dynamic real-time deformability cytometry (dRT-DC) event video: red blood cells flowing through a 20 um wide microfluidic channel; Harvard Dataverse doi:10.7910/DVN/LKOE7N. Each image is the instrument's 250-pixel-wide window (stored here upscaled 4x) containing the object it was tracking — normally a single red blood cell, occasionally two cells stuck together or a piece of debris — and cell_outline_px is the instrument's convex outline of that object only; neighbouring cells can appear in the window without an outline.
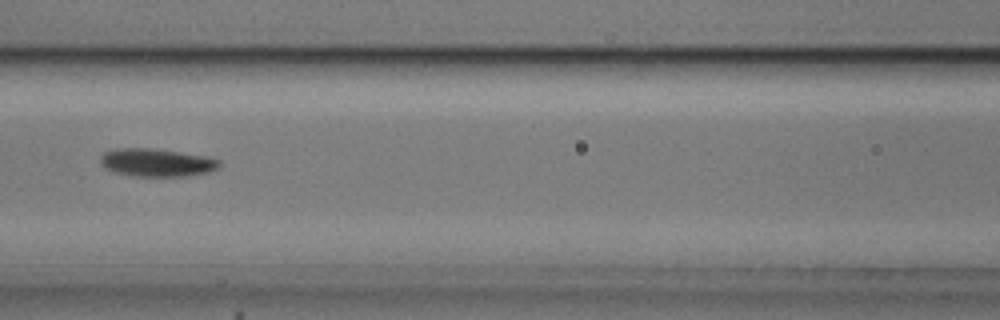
{"species": "common noctule bat (a hibernating species)", "species_latin": "Nyctalus noctula", "temperature_condition": "cold", "stored_images_in_passage": 7, "camera_frame_rate_fps": 3000, "um_per_image_px": 0.085, "animal": {"sex": "male", "body_mass_g": 20.5, "forearm_length_mm": 52.5}, "frame": {"image": 1, "passage_image": 7, "time_ms": 2.0, "image_size_px": [1000, 320], "cell_outline_px": [[220, 164], [216, 168], [208, 172], [188, 176], [136, 176], [116, 172], [104, 168], [100, 160], [100, 156], [104, 152], [112, 148], [152, 148], [208, 156], [220, 160]], "centroid_in_image_um": [13.3, 13.8], "position_along_channel_um": 153.3, "area_um2": 19.42}}